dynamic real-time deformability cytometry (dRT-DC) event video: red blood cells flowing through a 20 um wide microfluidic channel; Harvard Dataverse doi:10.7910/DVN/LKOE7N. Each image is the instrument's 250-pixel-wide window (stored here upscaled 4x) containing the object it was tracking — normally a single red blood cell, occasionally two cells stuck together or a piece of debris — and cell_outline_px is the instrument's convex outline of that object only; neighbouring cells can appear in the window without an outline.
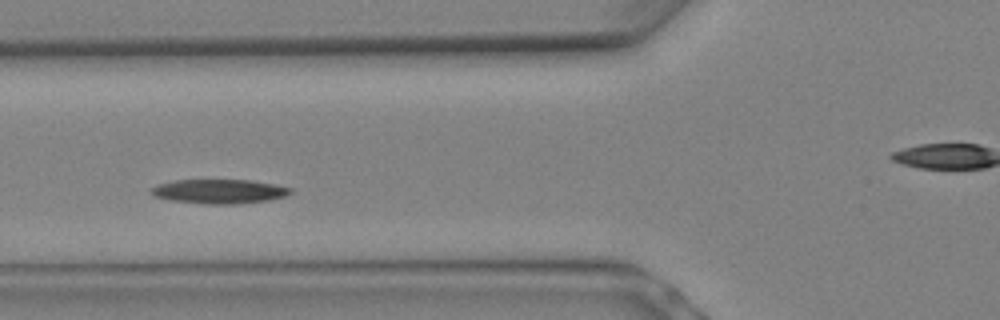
{"species": "Egyptian fruit bat (a non-hibernating species)", "species_latin": "Rousettus aegyptiacus", "temperature_condition": "warm", "stored_images_in_passage": 7, "camera_frame_rate_fps": 3000, "um_per_image_px": 0.085, "animal": {"sex": "female"}, "frame": {"image": 1, "passage_image": 6, "time_ms": 1.667, "image_size_px": [1000, 320], "cell_outline_px": [[292, 192], [284, 196], [268, 200], [236, 204], [208, 204], [172, 200], [152, 196], [148, 192], [156, 184], [172, 180], [252, 180], [276, 184], [292, 188]], "centroid_in_image_um": [18.6, 16.26], "position_along_channel_um": 107.2, "area_um2": 19.83}}